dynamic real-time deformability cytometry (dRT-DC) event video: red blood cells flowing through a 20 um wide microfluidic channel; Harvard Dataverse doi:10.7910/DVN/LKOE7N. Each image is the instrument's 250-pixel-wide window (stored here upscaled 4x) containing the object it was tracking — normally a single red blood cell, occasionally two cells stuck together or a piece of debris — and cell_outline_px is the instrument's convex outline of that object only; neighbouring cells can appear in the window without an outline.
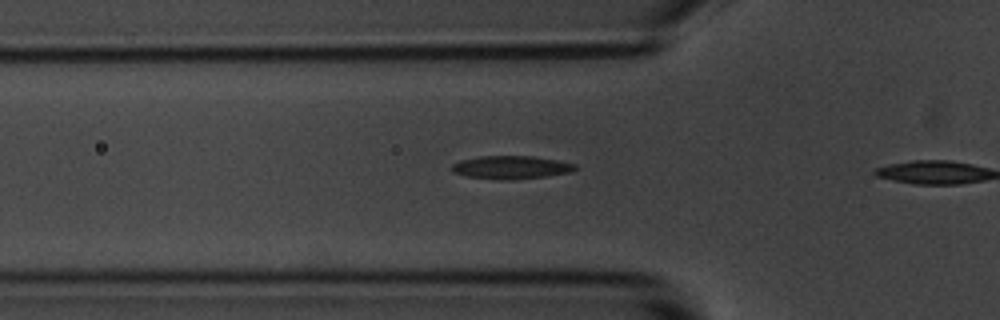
{"species": "common noctule bat (a hibernating species)", "species_latin": "Nyctalus noctula", "temperature_condition": "room temperature", "stored_images_in_passage": 9, "camera_frame_rate_fps": 3000, "um_per_image_px": 0.085, "animal": {"sex": "male", "body_mass_g": 20.1, "forearm_length_mm": 53.5}, "frame": {"image": 1, "passage_image": 8, "time_ms": 2.333, "image_size_px": [1000, 320], "cell_outline_px": [[576, 168], [572, 172], [544, 176], [508, 180], [500, 180], [464, 176], [452, 172], [452, 164], [460, 160], [480, 156], [532, 156], [556, 160], [576, 164]], "centroid_in_image_um": [43.4, 14.22], "position_along_channel_um": 82.4, "area_um2": 16.59}}